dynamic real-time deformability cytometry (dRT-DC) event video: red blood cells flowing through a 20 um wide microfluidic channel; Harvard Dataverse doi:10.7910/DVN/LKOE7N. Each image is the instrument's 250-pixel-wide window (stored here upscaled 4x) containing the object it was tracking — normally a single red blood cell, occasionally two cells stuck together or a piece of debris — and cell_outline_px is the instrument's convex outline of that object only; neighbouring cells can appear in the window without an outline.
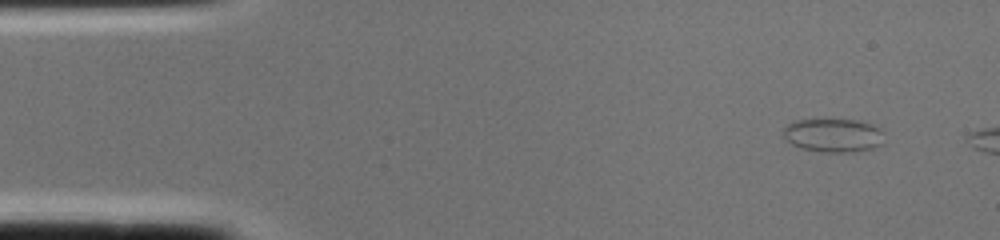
{"species": "common noctule bat (a hibernating species)", "species_latin": "Nyctalus noctula", "temperature_condition": "cold", "stored_images_in_passage": 2, "camera_frame_rate_fps": 3000, "um_per_image_px": 0.085, "animal": {"sex": "female", "body_mass_g": 22.0, "forearm_length_mm": 56.7}, "frame": {"image": 1, "passage_image": 1, "time_ms": 0.0, "image_size_px": [1000, 240], "cell_outline_px": [[884, 144], [872, 148], [852, 152], [824, 152], [800, 148], [792, 144], [784, 136], [784, 128], [792, 120], [860, 120], [872, 124], [880, 128], [884, 132]], "centroid_in_image_um": [70.88, 11.5], "position_along_channel_um": 14.1, "area_um2": 19.88}}